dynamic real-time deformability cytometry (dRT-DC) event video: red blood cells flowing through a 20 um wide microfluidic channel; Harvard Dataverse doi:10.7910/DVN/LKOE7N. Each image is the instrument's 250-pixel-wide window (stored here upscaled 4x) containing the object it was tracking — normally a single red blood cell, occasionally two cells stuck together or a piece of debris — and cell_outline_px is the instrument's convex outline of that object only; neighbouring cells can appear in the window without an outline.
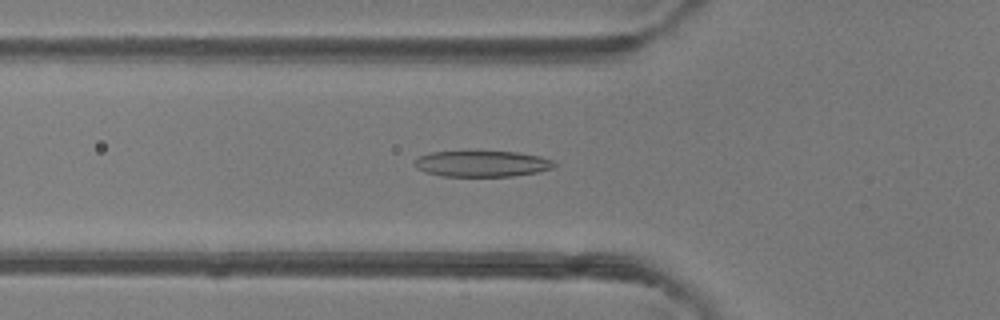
{"species": "common noctule bat (a hibernating species)", "species_latin": "Nyctalus noctula", "temperature_condition": "room temperature", "stored_images_in_passage": 44, "camera_frame_rate_fps": 3000, "um_per_image_px": 0.085, "animal": {"sex": "female"}, "frame": {"image": 1, "passage_image": 17, "time_ms": 5.333, "image_size_px": [1000, 320], "cell_outline_px": [[556, 168], [536, 172], [512, 176], [440, 176], [424, 172], [416, 168], [412, 164], [412, 160], [420, 156], [432, 152], [520, 152], [540, 156], [552, 160], [556, 164]], "centroid_in_image_um": [40.95, 13.92], "position_along_channel_um": 84.9, "area_um2": 21.27}}
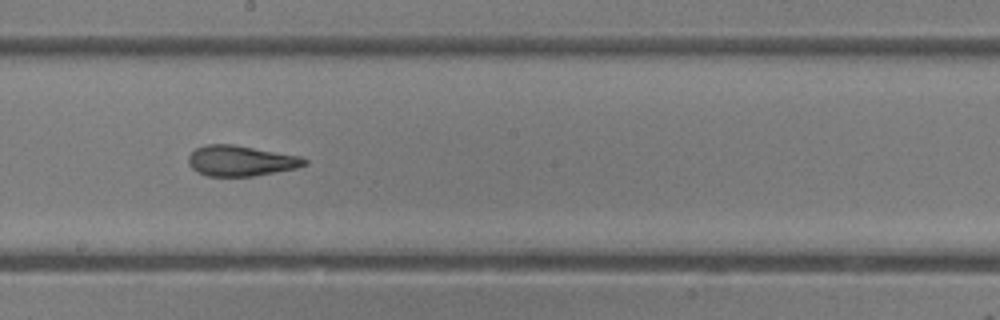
{"frame": {"image": 2, "passage_image": 27, "time_ms": 8.667, "image_size_px": [1000, 320], "cell_outline_px": [[308, 164], [296, 168], [276, 172], [252, 176], [208, 176], [192, 168], [188, 164], [188, 156], [196, 148], [208, 144], [232, 144], [300, 156], [308, 160]], "centroid_in_image_um": [20.48, 13.66], "position_along_channel_um": 227.7, "area_um2": 20.52}}
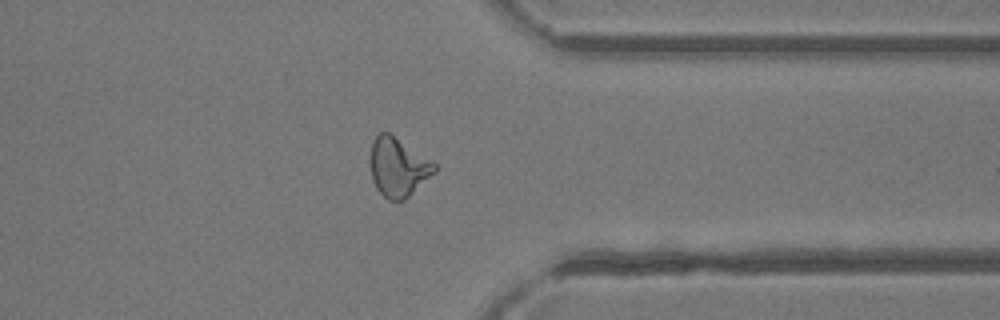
{"frame": {"image": 3, "passage_image": 38, "time_ms": 12.333, "image_size_px": [1000, 320], "cell_outline_px": [[436, 172], [404, 200], [388, 200], [376, 188], [372, 180], [372, 140], [380, 132], [388, 132], [432, 160], [436, 164]], "centroid_in_image_um": [33.86, 14.21], "position_along_channel_um": 377.5, "area_um2": 21.68}}